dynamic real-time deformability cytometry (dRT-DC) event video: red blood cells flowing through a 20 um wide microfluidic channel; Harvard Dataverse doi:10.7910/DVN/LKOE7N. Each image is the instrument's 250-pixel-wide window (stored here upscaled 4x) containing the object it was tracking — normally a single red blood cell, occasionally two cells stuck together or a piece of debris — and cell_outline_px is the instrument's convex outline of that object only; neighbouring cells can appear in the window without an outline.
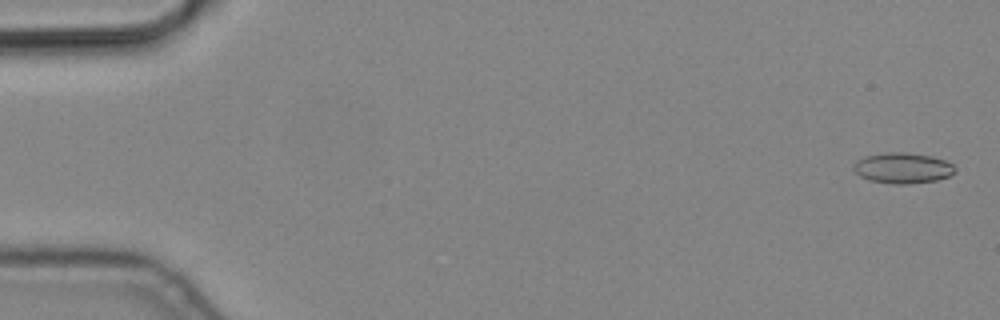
{"species": "common noctule bat (a hibernating species)", "species_latin": "Nyctalus noctula", "temperature_condition": "cold", "stored_images_in_passage": 5, "segment_of_instrument_passage": [2, 2], "camera_frame_rate_fps": 3000, "um_per_image_px": 0.085, "animal": {"sex": "male", "body_mass_g": 19.2, "forearm_length_mm": 51.8}, "frame": {"image": 1, "passage_image": 5, "time_ms": 1.333, "image_size_px": [1000, 320], "cell_outline_px": [[956, 172], [948, 176], [936, 180], [908, 184], [892, 184], [868, 180], [860, 176], [852, 168], [856, 160], [864, 156], [888, 152], [904, 152], [932, 156], [944, 160], [952, 164], [956, 168]], "centroid_in_image_um": [76.71, 14.28], "position_along_channel_um": 8.3, "area_um2": 18.21}}